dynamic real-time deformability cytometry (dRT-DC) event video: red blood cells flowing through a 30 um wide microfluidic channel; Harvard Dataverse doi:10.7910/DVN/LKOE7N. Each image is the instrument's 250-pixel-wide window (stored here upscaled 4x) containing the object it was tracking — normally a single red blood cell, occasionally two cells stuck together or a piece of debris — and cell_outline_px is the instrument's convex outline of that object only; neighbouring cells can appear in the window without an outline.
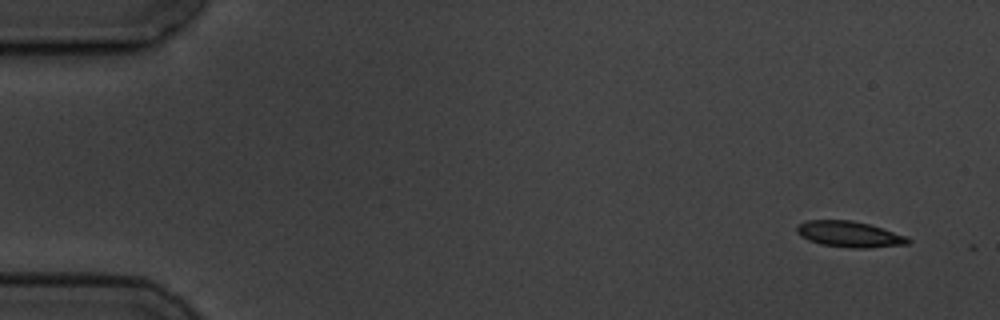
{"species": "common noctule bat (a hibernating species)", "species_latin": "Nyctalus noctula", "temperature_condition": "cold", "stored_images_in_passage": 4, "camera_frame_rate_fps": 3000, "um_per_image_px": 0.085, "animal": {"sex": "male", "body_mass_g": 19.5, "forearm_length_mm": 54.6}, "frame": {"image": 1, "passage_image": 1, "time_ms": 0.0, "image_size_px": [1000, 320], "cell_outline_px": [[912, 240], [908, 244], [868, 248], [852, 248], [820, 244], [808, 240], [800, 236], [796, 232], [796, 228], [800, 224], [808, 220], [852, 220], [868, 224], [908, 236]], "centroid_in_image_um": [72.21, 19.91], "position_along_channel_um": 12.8, "area_um2": 16.82}}